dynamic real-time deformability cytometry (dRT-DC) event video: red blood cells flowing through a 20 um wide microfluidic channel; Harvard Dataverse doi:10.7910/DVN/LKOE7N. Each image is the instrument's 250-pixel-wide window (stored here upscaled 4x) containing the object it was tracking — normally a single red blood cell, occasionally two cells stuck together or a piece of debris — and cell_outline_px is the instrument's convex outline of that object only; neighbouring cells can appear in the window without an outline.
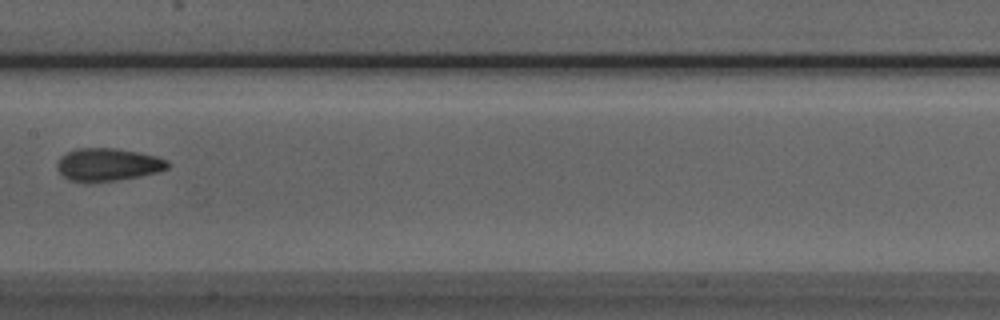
{"species": "Egyptian fruit bat (a non-hibernating species)", "species_latin": "Rousettus aegyptiacus", "temperature_condition": "room temperature", "stored_images_in_passage": 4, "camera_frame_rate_fps": 3000, "um_per_image_px": 0.085, "animal": {"sex": "male"}, "frame": {"image": 1, "passage_image": 4, "time_ms": 3.333, "image_size_px": [1000, 320], "cell_outline_px": [[172, 164], [168, 168], [156, 172], [140, 176], [116, 180], [88, 184], [68, 180], [56, 168], [56, 164], [60, 156], [76, 148], [116, 148], [140, 152], [156, 156], [168, 160]], "centroid_in_image_um": [9.15, 14.0], "position_along_channel_um": 198.2, "area_um2": 21.56}}